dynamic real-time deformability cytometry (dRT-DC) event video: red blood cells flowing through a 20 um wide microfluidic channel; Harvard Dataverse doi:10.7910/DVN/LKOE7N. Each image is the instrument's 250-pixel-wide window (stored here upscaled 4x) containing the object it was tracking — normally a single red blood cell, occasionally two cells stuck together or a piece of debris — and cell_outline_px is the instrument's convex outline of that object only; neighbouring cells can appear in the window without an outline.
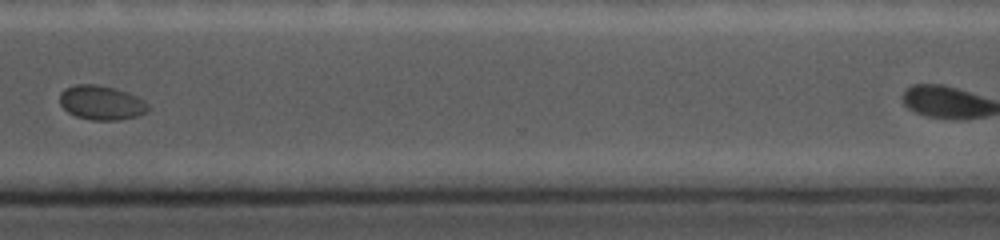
{"species": "common noctule bat (a hibernating species)", "species_latin": "Nyctalus noctula", "temperature_condition": "cold", "stored_images_in_passage": 9, "camera_frame_rate_fps": 5000, "um_per_image_px": 0.085, "animal": {"sex": "female", "body_mass_g": 19.0, "forearm_length_mm": 56.7}, "frame": {"image": 1, "passage_image": 8, "time_ms": 8.2, "image_size_px": [1000, 240], "cell_outline_px": [[148, 112], [136, 116], [120, 120], [92, 120], [76, 116], [68, 112], [60, 104], [60, 92], [64, 88], [76, 84], [96, 84], [116, 88], [136, 96], [144, 100], [148, 104]], "centroid_in_image_um": [8.61, 8.72], "position_along_channel_um": 362.0, "area_um2": 17.74}}